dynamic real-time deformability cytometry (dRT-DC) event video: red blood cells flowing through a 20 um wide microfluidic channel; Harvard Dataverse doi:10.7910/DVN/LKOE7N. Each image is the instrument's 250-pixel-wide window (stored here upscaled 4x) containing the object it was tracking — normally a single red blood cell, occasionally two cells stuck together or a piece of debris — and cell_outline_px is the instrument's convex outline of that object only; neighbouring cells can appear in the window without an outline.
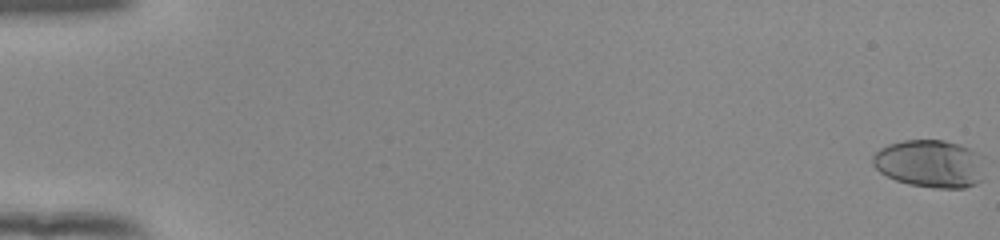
{"species": "human", "species_latin": "Homo sapiens", "temperature_condition": "room temperature", "stored_images_in_passage": 56, "camera_frame_rate_fps": 3000, "um_per_image_px": 0.085, "donor": {"sex": "female"}, "frame": {"image": 1, "passage_image": 1, "time_ms": 0.0, "image_size_px": [1000, 240], "cell_outline_px": [[984, 180], [976, 184], [964, 188], [936, 188], [908, 184], [896, 180], [880, 172], [872, 164], [872, 156], [880, 148], [888, 144], [904, 140], [944, 140], [960, 144], [984, 156]], "centroid_in_image_um": [79.1, 13.91], "position_along_channel_um": 5.9, "area_um2": 31.62}}
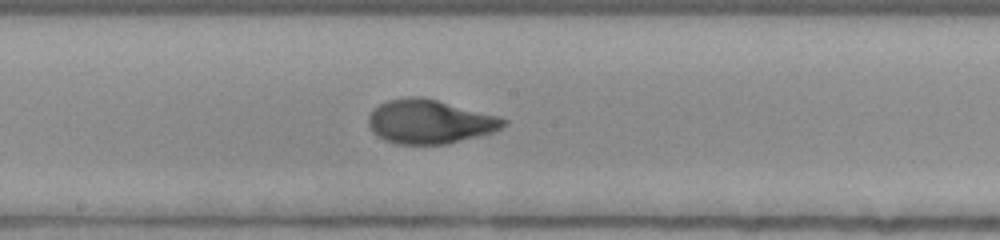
{"frame": {"image": 2, "passage_image": 32, "time_ms": 10.333, "image_size_px": [1000, 240], "cell_outline_px": [[508, 124], [492, 132], [448, 144], [396, 144], [384, 140], [372, 132], [368, 124], [368, 116], [380, 104], [388, 100], [408, 96], [420, 96], [436, 100], [496, 116], [508, 120]], "centroid_in_image_um": [36.49, 10.35], "position_along_channel_um": 211.7, "area_um2": 34.28}}
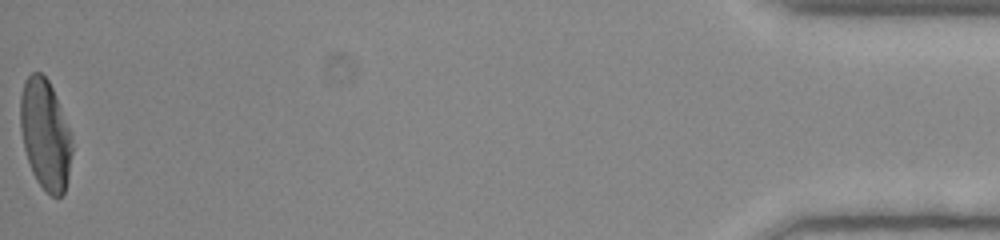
{"frame": {"image": 3, "passage_image": 56, "time_ms": 18.333, "image_size_px": [1000, 240], "cell_outline_px": [[72, 152], [68, 176], [64, 192], [60, 196], [52, 196], [36, 180], [32, 172], [24, 148], [20, 128], [20, 96], [24, 80], [32, 72], [40, 72], [48, 80], [52, 88], [72, 132]], "centroid_in_image_um": [3.85, 11.4], "position_along_channel_um": 431.4, "area_um2": 33.23}, "authors_computed_cell_mechanics": {"area_um2": 32.7148, "velocity_mm_per_s": 3.875, "shape_relaxation_time_tau1_ms": 5.1936, "shape_relaxation_time_tau2_ms": 0.8386, "deformation_change_tau1": 0.2321, "deformation_change_tau2": 0.0549}}